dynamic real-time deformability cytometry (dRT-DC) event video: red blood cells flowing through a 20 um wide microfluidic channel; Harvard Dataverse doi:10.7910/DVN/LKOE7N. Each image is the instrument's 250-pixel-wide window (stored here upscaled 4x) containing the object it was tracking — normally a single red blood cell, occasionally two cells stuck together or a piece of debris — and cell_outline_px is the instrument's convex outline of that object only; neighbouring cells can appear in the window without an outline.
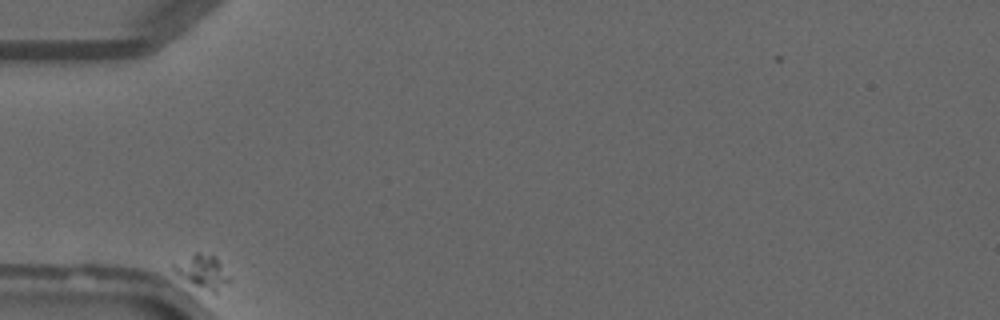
{"species": "common noctule bat (a hibernating species)", "species_latin": "Nyctalus noctula", "temperature_condition": "warm", "stored_images_in_passage": 4, "camera_frame_rate_fps": 3000, "um_per_image_px": 0.085, "animal": {"sex": "male", "forearm_length_mm": 52.5}, "frame": {"image": 1, "passage_image": 1, "time_ms": 0.0, "image_size_px": [1000, 320], "cell_outline_px": [[232, 280], [216, 292], [212, 292], [188, 280], [176, 272], [172, 268], [172, 264], [196, 252], [200, 252], [216, 256]], "centroid_in_image_um": [17.27, 23.04], "position_along_channel_um": 67.7, "area_um2": 10.46}}